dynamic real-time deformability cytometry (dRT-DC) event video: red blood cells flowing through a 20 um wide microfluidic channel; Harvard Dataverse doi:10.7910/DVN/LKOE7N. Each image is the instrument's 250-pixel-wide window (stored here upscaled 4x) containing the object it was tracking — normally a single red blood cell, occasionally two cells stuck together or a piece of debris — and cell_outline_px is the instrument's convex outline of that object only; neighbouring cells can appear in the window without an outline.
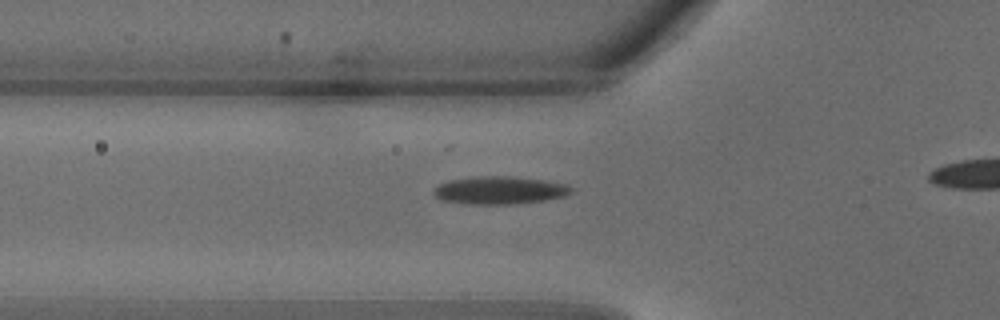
{"species": "common noctule bat (a hibernating species)", "species_latin": "Nyctalus noctula", "temperature_condition": "warm", "stored_images_in_passage": 21, "camera_frame_rate_fps": 3000, "um_per_image_px": 0.085, "animal": {"sex": "male", "body_mass_g": 18.8}, "frame": {"image": 1, "passage_image": 5, "time_ms": 1.333, "image_size_px": [1000, 320], "cell_outline_px": [[572, 192], [564, 196], [544, 200], [516, 204], [468, 204], [444, 200], [436, 196], [432, 192], [440, 184], [448, 180], [476, 176], [508, 176], [540, 180], [564, 184], [572, 188]], "centroid_in_image_um": [42.44, 16.17], "position_along_channel_um": 83.4, "area_um2": 21.96}}
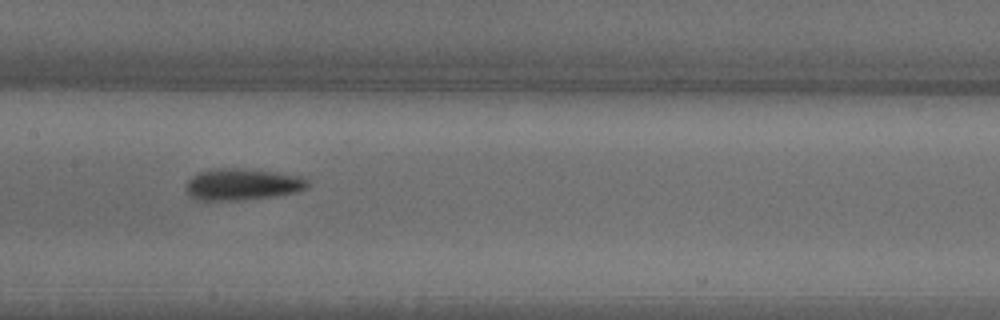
{"frame": {"image": 2, "passage_image": 10, "time_ms": 3.0, "image_size_px": [1000, 320], "cell_outline_px": [[308, 188], [296, 192], [276, 196], [236, 200], [200, 200], [192, 196], [188, 192], [188, 180], [192, 176], [200, 172], [220, 168], [236, 168], [272, 172], [300, 176], [308, 180]], "centroid_in_image_um": [20.64, 15.67], "position_along_channel_um": 186.8, "area_um2": 21.91}}
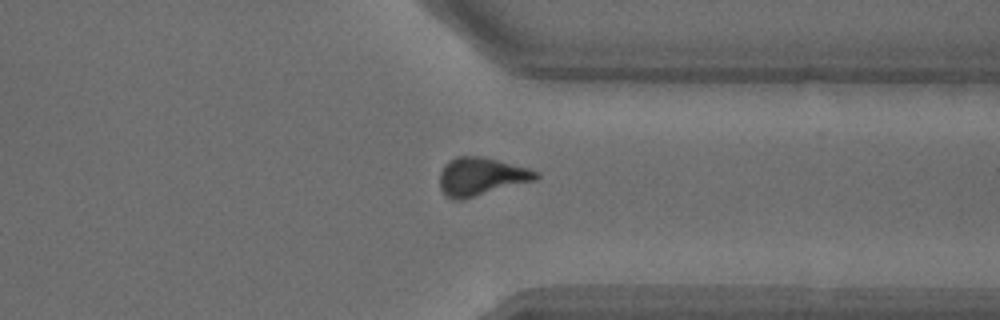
{"frame": {"image": 3, "passage_image": 19, "time_ms": 6.0, "image_size_px": [1000, 320], "cell_outline_px": [[540, 176], [536, 180], [464, 200], [452, 200], [444, 196], [440, 188], [440, 172], [444, 164], [448, 160], [456, 156], [484, 156], [528, 168], [540, 172]], "centroid_in_image_um": [40.88, 15.01], "position_along_channel_um": 370.5, "area_um2": 21.85}}